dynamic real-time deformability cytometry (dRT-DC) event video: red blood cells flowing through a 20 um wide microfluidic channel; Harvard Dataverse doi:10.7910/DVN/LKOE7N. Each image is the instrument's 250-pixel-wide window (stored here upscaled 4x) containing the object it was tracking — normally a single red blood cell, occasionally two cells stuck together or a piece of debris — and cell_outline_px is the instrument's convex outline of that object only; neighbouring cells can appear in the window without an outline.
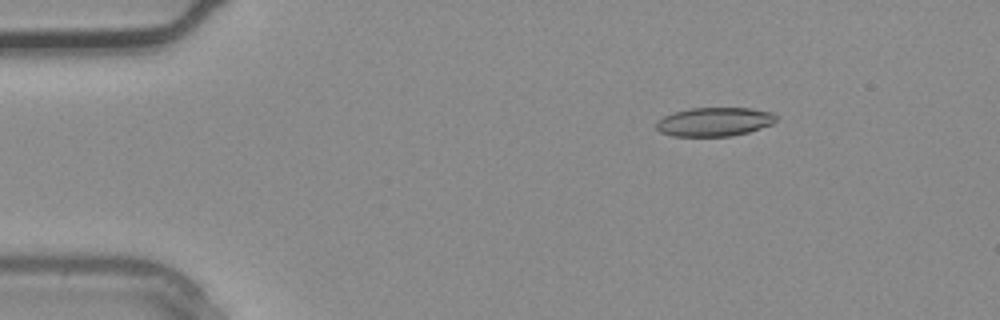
{"species": "common noctule bat (a hibernating species)", "species_latin": "Nyctalus noctula", "temperature_condition": "warm", "stored_images_in_passage": 37, "camera_frame_rate_fps": 3000, "um_per_image_px": 0.085, "animal": {"sex": "male", "body_mass_g": 20.4}, "frame": {"image": 1, "passage_image": 6, "time_ms": 1.667, "image_size_px": [1000, 320], "cell_outline_px": [[776, 120], [772, 124], [748, 132], [732, 136], [672, 136], [660, 132], [656, 128], [656, 120], [664, 116], [688, 108], [752, 108], [772, 112], [776, 116]], "centroid_in_image_um": [60.71, 10.35], "position_along_channel_um": 24.3, "area_um2": 20.17}}
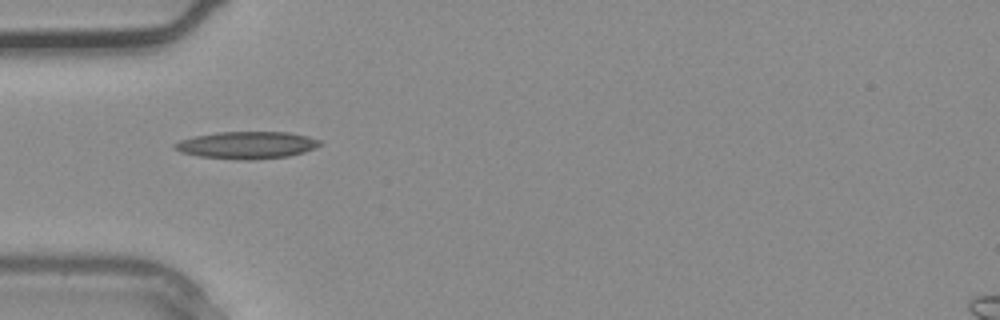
{"frame": {"image": 2, "passage_image": 12, "time_ms": 3.667, "image_size_px": [1000, 320], "cell_outline_px": [[324, 144], [316, 148], [304, 152], [288, 156], [252, 160], [244, 160], [200, 156], [180, 152], [172, 148], [172, 144], [180, 140], [196, 136], [220, 132], [288, 132], [308, 136], [320, 140]], "centroid_in_image_um": [21.01, 12.33], "position_along_channel_um": 64.0, "area_um2": 23.06}}